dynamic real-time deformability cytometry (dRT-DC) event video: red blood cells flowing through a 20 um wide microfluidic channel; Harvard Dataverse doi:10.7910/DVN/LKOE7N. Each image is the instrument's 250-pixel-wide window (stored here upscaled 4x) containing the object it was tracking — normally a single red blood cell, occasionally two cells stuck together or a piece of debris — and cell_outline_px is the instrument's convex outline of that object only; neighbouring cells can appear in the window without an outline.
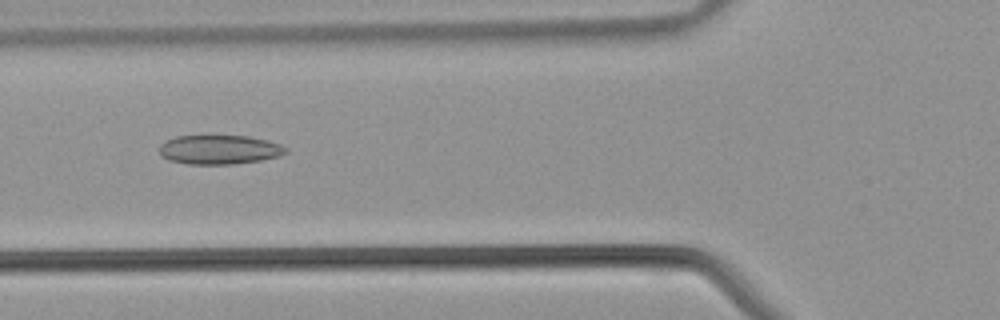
{"species": "common noctule bat (a hibernating species)", "species_latin": "Nyctalus noctula", "temperature_condition": "warm", "stored_images_in_passage": 39, "camera_frame_rate_fps": 3000, "um_per_image_px": 0.085, "animal": {"sex": "male", "body_mass_g": 21.5, "forearm_length_mm": 52.0}, "frame": {"image": 1, "passage_image": 13, "time_ms": 4.0, "image_size_px": [1000, 320], "cell_outline_px": [[288, 152], [280, 156], [260, 160], [232, 164], [188, 164], [172, 160], [160, 156], [160, 144], [176, 136], [208, 132], [248, 136], [268, 140], [280, 144], [288, 148]], "centroid_in_image_um": [18.65, 12.66], "position_along_channel_um": 107.2, "area_um2": 22.48}}
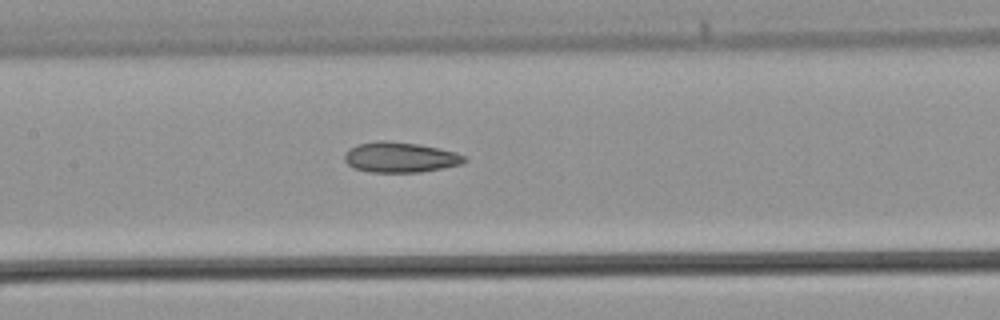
{"frame": {"image": 2, "passage_image": 17, "time_ms": 5.333, "image_size_px": [1000, 320], "cell_outline_px": [[468, 160], [460, 164], [444, 168], [420, 172], [368, 172], [352, 168], [344, 160], [344, 156], [348, 148], [356, 144], [380, 140], [384, 140], [416, 144], [456, 152], [468, 156]], "centroid_in_image_um": [34.0, 13.37], "position_along_channel_um": 173.4, "area_um2": 21.33}}
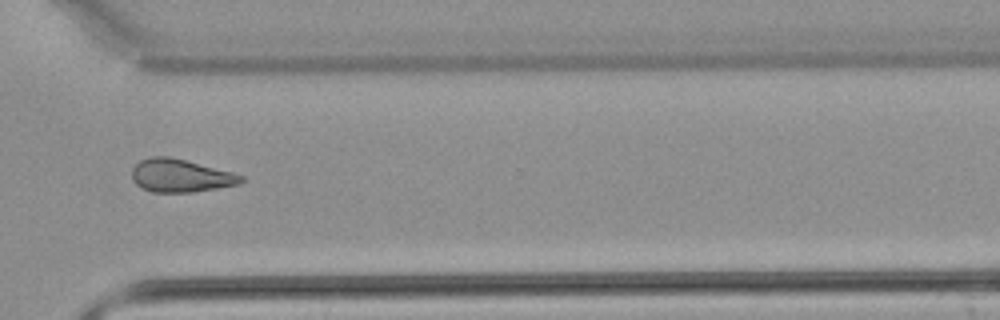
{"frame": {"image": 3, "passage_image": 28, "time_ms": 9.0, "image_size_px": [1000, 320], "cell_outline_px": [[244, 180], [240, 184], [192, 192], [152, 192], [136, 184], [132, 180], [132, 168], [140, 160], [152, 156], [168, 156], [232, 172], [244, 176]], "centroid_in_image_um": [15.33, 14.93], "position_along_channel_um": 355.3, "area_um2": 20.81}}